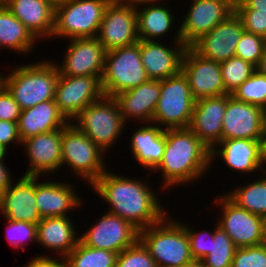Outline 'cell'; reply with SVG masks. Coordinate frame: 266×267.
<instances>
[{
  "instance_id": "d4e9b609",
  "label": "cell",
  "mask_w": 266,
  "mask_h": 267,
  "mask_svg": "<svg viewBox=\"0 0 266 267\" xmlns=\"http://www.w3.org/2000/svg\"><path fill=\"white\" fill-rule=\"evenodd\" d=\"M160 91L161 80L149 79L137 87L116 95L114 98L118 101L124 121L129 123V121L136 120L141 123H151Z\"/></svg>"
},
{
  "instance_id": "ac0fdd59",
  "label": "cell",
  "mask_w": 266,
  "mask_h": 267,
  "mask_svg": "<svg viewBox=\"0 0 266 267\" xmlns=\"http://www.w3.org/2000/svg\"><path fill=\"white\" fill-rule=\"evenodd\" d=\"M173 35L172 46L164 45L162 40H140V57L149 79L163 80L181 71L182 59L187 46L182 42L179 26ZM161 41V42H160Z\"/></svg>"
},
{
  "instance_id": "db71d44e",
  "label": "cell",
  "mask_w": 266,
  "mask_h": 267,
  "mask_svg": "<svg viewBox=\"0 0 266 267\" xmlns=\"http://www.w3.org/2000/svg\"><path fill=\"white\" fill-rule=\"evenodd\" d=\"M182 267H203V264L201 261H194L193 263Z\"/></svg>"
},
{
  "instance_id": "8992f818",
  "label": "cell",
  "mask_w": 266,
  "mask_h": 267,
  "mask_svg": "<svg viewBox=\"0 0 266 267\" xmlns=\"http://www.w3.org/2000/svg\"><path fill=\"white\" fill-rule=\"evenodd\" d=\"M105 154L72 123L62 129L61 168H70L85 184L91 186L107 170Z\"/></svg>"
},
{
  "instance_id": "ab89813d",
  "label": "cell",
  "mask_w": 266,
  "mask_h": 267,
  "mask_svg": "<svg viewBox=\"0 0 266 267\" xmlns=\"http://www.w3.org/2000/svg\"><path fill=\"white\" fill-rule=\"evenodd\" d=\"M231 267H266V247L260 244L236 248Z\"/></svg>"
},
{
  "instance_id": "4fadbf2b",
  "label": "cell",
  "mask_w": 266,
  "mask_h": 267,
  "mask_svg": "<svg viewBox=\"0 0 266 267\" xmlns=\"http://www.w3.org/2000/svg\"><path fill=\"white\" fill-rule=\"evenodd\" d=\"M66 44L62 63H56L59 75L102 77L106 50L96 37L72 38ZM59 64V65H58Z\"/></svg>"
},
{
  "instance_id": "ee69618b",
  "label": "cell",
  "mask_w": 266,
  "mask_h": 267,
  "mask_svg": "<svg viewBox=\"0 0 266 267\" xmlns=\"http://www.w3.org/2000/svg\"><path fill=\"white\" fill-rule=\"evenodd\" d=\"M11 143L20 145L22 140L19 136L18 122L0 120V144L9 148Z\"/></svg>"
},
{
  "instance_id": "681fc988",
  "label": "cell",
  "mask_w": 266,
  "mask_h": 267,
  "mask_svg": "<svg viewBox=\"0 0 266 267\" xmlns=\"http://www.w3.org/2000/svg\"><path fill=\"white\" fill-rule=\"evenodd\" d=\"M256 70L266 76V47L264 49L263 55L260 58L259 64L256 66Z\"/></svg>"
},
{
  "instance_id": "e575fe53",
  "label": "cell",
  "mask_w": 266,
  "mask_h": 267,
  "mask_svg": "<svg viewBox=\"0 0 266 267\" xmlns=\"http://www.w3.org/2000/svg\"><path fill=\"white\" fill-rule=\"evenodd\" d=\"M220 68L225 89L229 94L256 71L255 65L237 56L220 62Z\"/></svg>"
},
{
  "instance_id": "52a82bcc",
  "label": "cell",
  "mask_w": 266,
  "mask_h": 267,
  "mask_svg": "<svg viewBox=\"0 0 266 267\" xmlns=\"http://www.w3.org/2000/svg\"><path fill=\"white\" fill-rule=\"evenodd\" d=\"M111 0H61L55 6L52 38L96 37Z\"/></svg>"
},
{
  "instance_id": "2e32d148",
  "label": "cell",
  "mask_w": 266,
  "mask_h": 267,
  "mask_svg": "<svg viewBox=\"0 0 266 267\" xmlns=\"http://www.w3.org/2000/svg\"><path fill=\"white\" fill-rule=\"evenodd\" d=\"M96 38L106 51L136 44L139 41L136 8L111 0L105 8Z\"/></svg>"
},
{
  "instance_id": "7c38bea8",
  "label": "cell",
  "mask_w": 266,
  "mask_h": 267,
  "mask_svg": "<svg viewBox=\"0 0 266 267\" xmlns=\"http://www.w3.org/2000/svg\"><path fill=\"white\" fill-rule=\"evenodd\" d=\"M101 79L102 77L59 75L54 101L69 122L80 111L104 96Z\"/></svg>"
},
{
  "instance_id": "7a4b0ae2",
  "label": "cell",
  "mask_w": 266,
  "mask_h": 267,
  "mask_svg": "<svg viewBox=\"0 0 266 267\" xmlns=\"http://www.w3.org/2000/svg\"><path fill=\"white\" fill-rule=\"evenodd\" d=\"M210 154L211 151L189 128L165 129L162 160L150 173L161 172L163 190L187 186L210 170Z\"/></svg>"
},
{
  "instance_id": "9a60e30c",
  "label": "cell",
  "mask_w": 266,
  "mask_h": 267,
  "mask_svg": "<svg viewBox=\"0 0 266 267\" xmlns=\"http://www.w3.org/2000/svg\"><path fill=\"white\" fill-rule=\"evenodd\" d=\"M265 134L266 111L259 106L238 101L231 94H227L222 140H264Z\"/></svg>"
},
{
  "instance_id": "7bdbcfd3",
  "label": "cell",
  "mask_w": 266,
  "mask_h": 267,
  "mask_svg": "<svg viewBox=\"0 0 266 267\" xmlns=\"http://www.w3.org/2000/svg\"><path fill=\"white\" fill-rule=\"evenodd\" d=\"M20 113L19 104L4 86L0 91V120L18 122Z\"/></svg>"
},
{
  "instance_id": "5b68a950",
  "label": "cell",
  "mask_w": 266,
  "mask_h": 267,
  "mask_svg": "<svg viewBox=\"0 0 266 267\" xmlns=\"http://www.w3.org/2000/svg\"><path fill=\"white\" fill-rule=\"evenodd\" d=\"M76 121V122H75ZM78 130L90 138L104 153L109 150L124 133V121L118 101L114 97L103 96L80 111L71 122Z\"/></svg>"
},
{
  "instance_id": "4dcf8cb0",
  "label": "cell",
  "mask_w": 266,
  "mask_h": 267,
  "mask_svg": "<svg viewBox=\"0 0 266 267\" xmlns=\"http://www.w3.org/2000/svg\"><path fill=\"white\" fill-rule=\"evenodd\" d=\"M37 42L24 24L3 5L0 8V50L10 49L26 55L36 48Z\"/></svg>"
},
{
  "instance_id": "b9f144b4",
  "label": "cell",
  "mask_w": 266,
  "mask_h": 267,
  "mask_svg": "<svg viewBox=\"0 0 266 267\" xmlns=\"http://www.w3.org/2000/svg\"><path fill=\"white\" fill-rule=\"evenodd\" d=\"M246 32L266 39V13L254 9H234Z\"/></svg>"
},
{
  "instance_id": "f907efd6",
  "label": "cell",
  "mask_w": 266,
  "mask_h": 267,
  "mask_svg": "<svg viewBox=\"0 0 266 267\" xmlns=\"http://www.w3.org/2000/svg\"><path fill=\"white\" fill-rule=\"evenodd\" d=\"M8 148L5 147L4 145L0 144V161H5L6 155L8 152Z\"/></svg>"
},
{
  "instance_id": "c3c4849f",
  "label": "cell",
  "mask_w": 266,
  "mask_h": 267,
  "mask_svg": "<svg viewBox=\"0 0 266 267\" xmlns=\"http://www.w3.org/2000/svg\"><path fill=\"white\" fill-rule=\"evenodd\" d=\"M112 1L116 4L133 7V8H138L140 6H144L148 4H157V3L164 2V1L166 2V0H112Z\"/></svg>"
},
{
  "instance_id": "ba28073f",
  "label": "cell",
  "mask_w": 266,
  "mask_h": 267,
  "mask_svg": "<svg viewBox=\"0 0 266 267\" xmlns=\"http://www.w3.org/2000/svg\"><path fill=\"white\" fill-rule=\"evenodd\" d=\"M149 80L140 57V40L131 46L106 52L101 86L104 96L137 87Z\"/></svg>"
},
{
  "instance_id": "74e56055",
  "label": "cell",
  "mask_w": 266,
  "mask_h": 267,
  "mask_svg": "<svg viewBox=\"0 0 266 267\" xmlns=\"http://www.w3.org/2000/svg\"><path fill=\"white\" fill-rule=\"evenodd\" d=\"M115 267H158L140 240L117 254Z\"/></svg>"
},
{
  "instance_id": "8d00e7d4",
  "label": "cell",
  "mask_w": 266,
  "mask_h": 267,
  "mask_svg": "<svg viewBox=\"0 0 266 267\" xmlns=\"http://www.w3.org/2000/svg\"><path fill=\"white\" fill-rule=\"evenodd\" d=\"M5 220L7 222L6 239L14 249H22L25 251L29 242H37V224L24 221Z\"/></svg>"
},
{
  "instance_id": "603a6c76",
  "label": "cell",
  "mask_w": 266,
  "mask_h": 267,
  "mask_svg": "<svg viewBox=\"0 0 266 267\" xmlns=\"http://www.w3.org/2000/svg\"><path fill=\"white\" fill-rule=\"evenodd\" d=\"M0 194V213L10 221L38 224L42 219L36 205L35 176L22 175Z\"/></svg>"
},
{
  "instance_id": "484cf974",
  "label": "cell",
  "mask_w": 266,
  "mask_h": 267,
  "mask_svg": "<svg viewBox=\"0 0 266 267\" xmlns=\"http://www.w3.org/2000/svg\"><path fill=\"white\" fill-rule=\"evenodd\" d=\"M4 5L38 41L51 40L55 16L52 3L47 0H4Z\"/></svg>"
},
{
  "instance_id": "f1b7e54d",
  "label": "cell",
  "mask_w": 266,
  "mask_h": 267,
  "mask_svg": "<svg viewBox=\"0 0 266 267\" xmlns=\"http://www.w3.org/2000/svg\"><path fill=\"white\" fill-rule=\"evenodd\" d=\"M69 121L59 111L54 100H47L32 108L21 110L18 131L21 140L34 135L63 129Z\"/></svg>"
},
{
  "instance_id": "3957f363",
  "label": "cell",
  "mask_w": 266,
  "mask_h": 267,
  "mask_svg": "<svg viewBox=\"0 0 266 267\" xmlns=\"http://www.w3.org/2000/svg\"><path fill=\"white\" fill-rule=\"evenodd\" d=\"M22 64L5 75V87L21 110L54 100L59 70L54 60Z\"/></svg>"
},
{
  "instance_id": "8fae6325",
  "label": "cell",
  "mask_w": 266,
  "mask_h": 267,
  "mask_svg": "<svg viewBox=\"0 0 266 267\" xmlns=\"http://www.w3.org/2000/svg\"><path fill=\"white\" fill-rule=\"evenodd\" d=\"M79 240L88 247L119 254L139 240V229L128 220L106 211L94 226L79 235Z\"/></svg>"
},
{
  "instance_id": "e0dca14e",
  "label": "cell",
  "mask_w": 266,
  "mask_h": 267,
  "mask_svg": "<svg viewBox=\"0 0 266 267\" xmlns=\"http://www.w3.org/2000/svg\"><path fill=\"white\" fill-rule=\"evenodd\" d=\"M211 165L217 158L224 162L229 170L238 173L255 172L264 173V140L250 139H227L221 140L219 144L211 151Z\"/></svg>"
},
{
  "instance_id": "816d5d0a",
  "label": "cell",
  "mask_w": 266,
  "mask_h": 267,
  "mask_svg": "<svg viewBox=\"0 0 266 267\" xmlns=\"http://www.w3.org/2000/svg\"><path fill=\"white\" fill-rule=\"evenodd\" d=\"M229 5L233 10L241 3V0H221Z\"/></svg>"
},
{
  "instance_id": "f35d334b",
  "label": "cell",
  "mask_w": 266,
  "mask_h": 267,
  "mask_svg": "<svg viewBox=\"0 0 266 267\" xmlns=\"http://www.w3.org/2000/svg\"><path fill=\"white\" fill-rule=\"evenodd\" d=\"M265 47L266 39L264 37L244 31L236 46L235 56L257 66Z\"/></svg>"
},
{
  "instance_id": "ffe728a7",
  "label": "cell",
  "mask_w": 266,
  "mask_h": 267,
  "mask_svg": "<svg viewBox=\"0 0 266 267\" xmlns=\"http://www.w3.org/2000/svg\"><path fill=\"white\" fill-rule=\"evenodd\" d=\"M244 31L242 21L233 12L191 47L205 58L223 62L235 56L236 46Z\"/></svg>"
},
{
  "instance_id": "4316f807",
  "label": "cell",
  "mask_w": 266,
  "mask_h": 267,
  "mask_svg": "<svg viewBox=\"0 0 266 267\" xmlns=\"http://www.w3.org/2000/svg\"><path fill=\"white\" fill-rule=\"evenodd\" d=\"M71 216L42 218L37 224V242L53 251V257L64 259L79 242V235ZM59 255V256H58Z\"/></svg>"
},
{
  "instance_id": "11a10c76",
  "label": "cell",
  "mask_w": 266,
  "mask_h": 267,
  "mask_svg": "<svg viewBox=\"0 0 266 267\" xmlns=\"http://www.w3.org/2000/svg\"><path fill=\"white\" fill-rule=\"evenodd\" d=\"M264 168H265V172H266V135H265V139H264Z\"/></svg>"
},
{
  "instance_id": "cb8c5ba5",
  "label": "cell",
  "mask_w": 266,
  "mask_h": 267,
  "mask_svg": "<svg viewBox=\"0 0 266 267\" xmlns=\"http://www.w3.org/2000/svg\"><path fill=\"white\" fill-rule=\"evenodd\" d=\"M38 179L39 176H35V197L41 218L69 216L67 212L74 211L85 203L76 194L74 184H69L70 181L54 179L39 182Z\"/></svg>"
},
{
  "instance_id": "277c9868",
  "label": "cell",
  "mask_w": 266,
  "mask_h": 267,
  "mask_svg": "<svg viewBox=\"0 0 266 267\" xmlns=\"http://www.w3.org/2000/svg\"><path fill=\"white\" fill-rule=\"evenodd\" d=\"M139 240L158 267H182L195 261L185 226L169 213L160 222L139 230Z\"/></svg>"
},
{
  "instance_id": "d6a6232c",
  "label": "cell",
  "mask_w": 266,
  "mask_h": 267,
  "mask_svg": "<svg viewBox=\"0 0 266 267\" xmlns=\"http://www.w3.org/2000/svg\"><path fill=\"white\" fill-rule=\"evenodd\" d=\"M117 253L84 245L80 240L64 258L66 267H115Z\"/></svg>"
},
{
  "instance_id": "680465c9",
  "label": "cell",
  "mask_w": 266,
  "mask_h": 267,
  "mask_svg": "<svg viewBox=\"0 0 266 267\" xmlns=\"http://www.w3.org/2000/svg\"><path fill=\"white\" fill-rule=\"evenodd\" d=\"M4 5V0H0V8Z\"/></svg>"
},
{
  "instance_id": "7dc6e473",
  "label": "cell",
  "mask_w": 266,
  "mask_h": 267,
  "mask_svg": "<svg viewBox=\"0 0 266 267\" xmlns=\"http://www.w3.org/2000/svg\"><path fill=\"white\" fill-rule=\"evenodd\" d=\"M235 9H254L266 13V0H241Z\"/></svg>"
},
{
  "instance_id": "f5cc1de1",
  "label": "cell",
  "mask_w": 266,
  "mask_h": 267,
  "mask_svg": "<svg viewBox=\"0 0 266 267\" xmlns=\"http://www.w3.org/2000/svg\"><path fill=\"white\" fill-rule=\"evenodd\" d=\"M5 86V73H2L0 71V91L4 88Z\"/></svg>"
},
{
  "instance_id": "30bf717a",
  "label": "cell",
  "mask_w": 266,
  "mask_h": 267,
  "mask_svg": "<svg viewBox=\"0 0 266 267\" xmlns=\"http://www.w3.org/2000/svg\"><path fill=\"white\" fill-rule=\"evenodd\" d=\"M213 201L221 211L217 224L228 234L236 248L262 244L265 218L239 207L224 192Z\"/></svg>"
},
{
  "instance_id": "9f6ffc18",
  "label": "cell",
  "mask_w": 266,
  "mask_h": 267,
  "mask_svg": "<svg viewBox=\"0 0 266 267\" xmlns=\"http://www.w3.org/2000/svg\"><path fill=\"white\" fill-rule=\"evenodd\" d=\"M262 244L266 247V221L264 225V233H263V242Z\"/></svg>"
},
{
  "instance_id": "d6986e66",
  "label": "cell",
  "mask_w": 266,
  "mask_h": 267,
  "mask_svg": "<svg viewBox=\"0 0 266 267\" xmlns=\"http://www.w3.org/2000/svg\"><path fill=\"white\" fill-rule=\"evenodd\" d=\"M187 10L179 26L182 42L187 47L234 12L221 0H193Z\"/></svg>"
},
{
  "instance_id": "6da1fadb",
  "label": "cell",
  "mask_w": 266,
  "mask_h": 267,
  "mask_svg": "<svg viewBox=\"0 0 266 267\" xmlns=\"http://www.w3.org/2000/svg\"><path fill=\"white\" fill-rule=\"evenodd\" d=\"M114 173L107 169L90 186L94 194L108 203V212L128 220L139 230L160 222L169 213L160 204L162 200L152 190V184Z\"/></svg>"
},
{
  "instance_id": "44dd1931",
  "label": "cell",
  "mask_w": 266,
  "mask_h": 267,
  "mask_svg": "<svg viewBox=\"0 0 266 267\" xmlns=\"http://www.w3.org/2000/svg\"><path fill=\"white\" fill-rule=\"evenodd\" d=\"M62 129L38 134L22 141L29 167L23 175L46 177L61 168Z\"/></svg>"
},
{
  "instance_id": "bcb514c9",
  "label": "cell",
  "mask_w": 266,
  "mask_h": 267,
  "mask_svg": "<svg viewBox=\"0 0 266 267\" xmlns=\"http://www.w3.org/2000/svg\"><path fill=\"white\" fill-rule=\"evenodd\" d=\"M4 161H0V194H2L13 181L11 171L9 172L8 167L4 164Z\"/></svg>"
},
{
  "instance_id": "836d02e7",
  "label": "cell",
  "mask_w": 266,
  "mask_h": 267,
  "mask_svg": "<svg viewBox=\"0 0 266 267\" xmlns=\"http://www.w3.org/2000/svg\"><path fill=\"white\" fill-rule=\"evenodd\" d=\"M235 249L231 238L216 223L210 253L201 261L203 267H231Z\"/></svg>"
},
{
  "instance_id": "d590c367",
  "label": "cell",
  "mask_w": 266,
  "mask_h": 267,
  "mask_svg": "<svg viewBox=\"0 0 266 267\" xmlns=\"http://www.w3.org/2000/svg\"><path fill=\"white\" fill-rule=\"evenodd\" d=\"M231 96L238 101L259 106L266 111V76L256 70L232 92Z\"/></svg>"
},
{
  "instance_id": "9c48e42d",
  "label": "cell",
  "mask_w": 266,
  "mask_h": 267,
  "mask_svg": "<svg viewBox=\"0 0 266 267\" xmlns=\"http://www.w3.org/2000/svg\"><path fill=\"white\" fill-rule=\"evenodd\" d=\"M194 105L188 80L180 71L161 80L160 97L152 122L163 129L188 128Z\"/></svg>"
},
{
  "instance_id": "83f0119b",
  "label": "cell",
  "mask_w": 266,
  "mask_h": 267,
  "mask_svg": "<svg viewBox=\"0 0 266 267\" xmlns=\"http://www.w3.org/2000/svg\"><path fill=\"white\" fill-rule=\"evenodd\" d=\"M143 124L132 132L129 146L137 164L147 169L146 171H153L161 162L164 154L165 129L153 122Z\"/></svg>"
},
{
  "instance_id": "1f68e13d",
  "label": "cell",
  "mask_w": 266,
  "mask_h": 267,
  "mask_svg": "<svg viewBox=\"0 0 266 267\" xmlns=\"http://www.w3.org/2000/svg\"><path fill=\"white\" fill-rule=\"evenodd\" d=\"M263 174L225 194L239 207L266 219V172Z\"/></svg>"
},
{
  "instance_id": "f546056e",
  "label": "cell",
  "mask_w": 266,
  "mask_h": 267,
  "mask_svg": "<svg viewBox=\"0 0 266 267\" xmlns=\"http://www.w3.org/2000/svg\"><path fill=\"white\" fill-rule=\"evenodd\" d=\"M161 4H148L136 8L139 40L159 41V39H164V35H169L170 31H174L172 28L175 26L173 24L177 20L176 16L171 8L164 6L165 2Z\"/></svg>"
},
{
  "instance_id": "f6af8a7d",
  "label": "cell",
  "mask_w": 266,
  "mask_h": 267,
  "mask_svg": "<svg viewBox=\"0 0 266 267\" xmlns=\"http://www.w3.org/2000/svg\"><path fill=\"white\" fill-rule=\"evenodd\" d=\"M23 267H66L62 258L51 257L48 255H35Z\"/></svg>"
},
{
  "instance_id": "7402d4cb",
  "label": "cell",
  "mask_w": 266,
  "mask_h": 267,
  "mask_svg": "<svg viewBox=\"0 0 266 267\" xmlns=\"http://www.w3.org/2000/svg\"><path fill=\"white\" fill-rule=\"evenodd\" d=\"M227 95L195 100L189 129L212 151L222 140Z\"/></svg>"
},
{
  "instance_id": "60d3db41",
  "label": "cell",
  "mask_w": 266,
  "mask_h": 267,
  "mask_svg": "<svg viewBox=\"0 0 266 267\" xmlns=\"http://www.w3.org/2000/svg\"><path fill=\"white\" fill-rule=\"evenodd\" d=\"M186 228L189 243L190 252L195 261H202L210 253L211 240L213 239V232L210 230L196 231L190 224L188 225L180 221ZM193 229V230H192Z\"/></svg>"
},
{
  "instance_id": "5bb4252c",
  "label": "cell",
  "mask_w": 266,
  "mask_h": 267,
  "mask_svg": "<svg viewBox=\"0 0 266 267\" xmlns=\"http://www.w3.org/2000/svg\"><path fill=\"white\" fill-rule=\"evenodd\" d=\"M181 71L195 100L229 94L223 82L220 62L199 55L191 46L184 52Z\"/></svg>"
},
{
  "instance_id": "6f0895ef",
  "label": "cell",
  "mask_w": 266,
  "mask_h": 267,
  "mask_svg": "<svg viewBox=\"0 0 266 267\" xmlns=\"http://www.w3.org/2000/svg\"><path fill=\"white\" fill-rule=\"evenodd\" d=\"M47 1L56 6L61 0H47Z\"/></svg>"
}]
</instances>
